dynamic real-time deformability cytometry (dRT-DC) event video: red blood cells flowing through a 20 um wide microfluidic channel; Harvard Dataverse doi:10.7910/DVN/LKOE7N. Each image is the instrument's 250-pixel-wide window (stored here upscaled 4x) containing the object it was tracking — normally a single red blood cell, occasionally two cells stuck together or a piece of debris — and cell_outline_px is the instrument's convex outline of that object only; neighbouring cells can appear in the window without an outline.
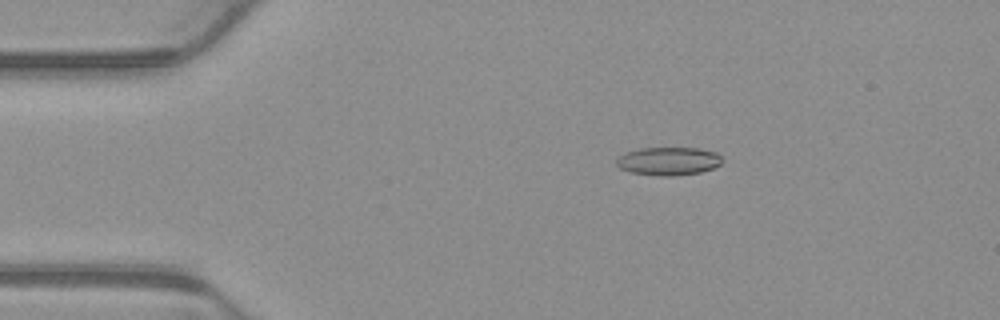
{"species": "common noctule bat (a hibernating species)", "species_latin": "Nyctalus noctula", "temperature_condition": "warm", "stored_images_in_passage": 5, "camera_frame_rate_fps": 3000, "um_per_image_px": 0.085, "animal": {"sex": "male", "body_mass_g": 23.1, "forearm_length_mm": 52.7}, "frame": {"image": 1, "passage_image": 2, "time_ms": 0.333, "image_size_px": [1000, 320], "cell_outline_px": [[720, 164], [712, 168], [700, 172], [672, 176], [664, 176], [632, 172], [620, 168], [616, 164], [616, 160], [624, 152], [640, 148], [700, 148], [716, 152], [720, 156]], "centroid_in_image_um": [56.8, 13.68], "position_along_channel_um": 28.2, "area_um2": 17.17}}
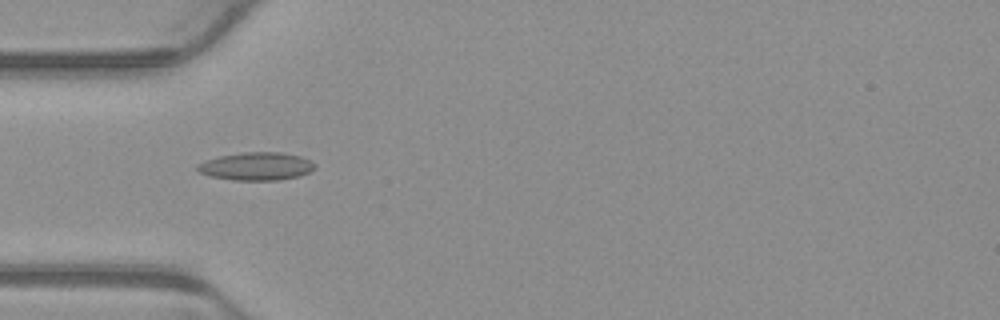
{"frame": {"image": 2, "passage_image": 4, "time_ms": 1.0, "image_size_px": [1000, 320], "cell_outline_px": [[316, 168], [308, 172], [296, 176], [280, 180], [232, 180], [208, 176], [200, 172], [196, 168], [196, 164], [204, 160], [220, 156], [240, 152], [280, 152], [300, 156], [312, 160], [316, 164]], "centroid_in_image_um": [21.77, 14.13], "position_along_channel_um": 63.2, "area_um2": 19.31}}
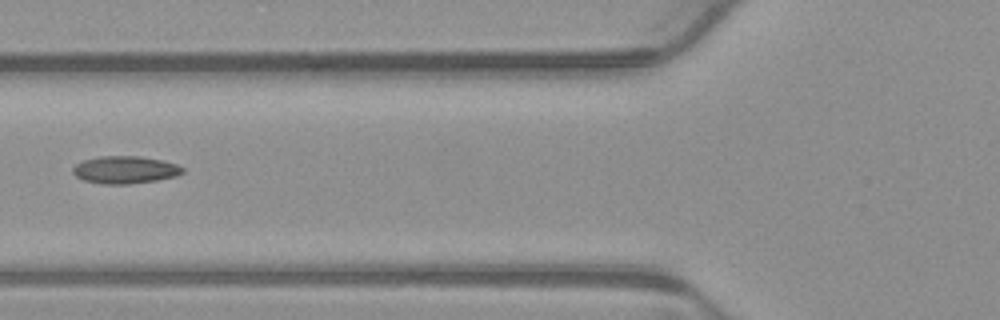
{"frame": {"image": 3, "passage_image": 5, "time_ms": 1.333, "image_size_px": [1000, 320], "cell_outline_px": [[184, 172], [176, 176], [156, 180], [128, 184], [100, 184], [84, 180], [76, 176], [72, 172], [72, 168], [76, 164], [84, 160], [100, 156], [140, 156], [160, 160], [176, 164], [184, 168]], "centroid_in_image_um": [10.61, 14.43], "position_along_channel_um": 115.2, "area_um2": 17.51}}